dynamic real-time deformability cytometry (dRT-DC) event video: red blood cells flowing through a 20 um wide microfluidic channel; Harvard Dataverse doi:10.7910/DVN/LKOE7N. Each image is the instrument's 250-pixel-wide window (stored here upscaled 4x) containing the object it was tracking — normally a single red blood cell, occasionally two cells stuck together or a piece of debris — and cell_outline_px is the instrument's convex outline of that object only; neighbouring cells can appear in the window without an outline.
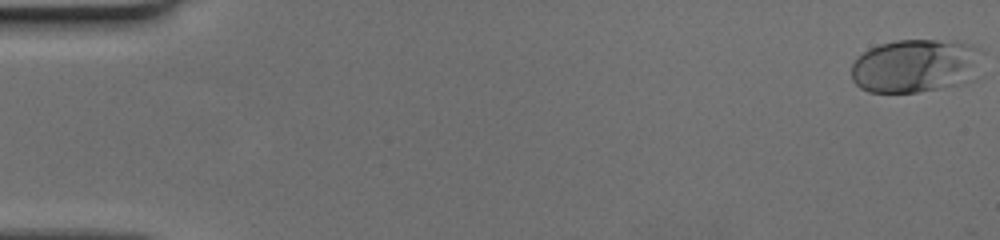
{"species": "human", "species_latin": "Homo sapiens", "temperature_condition": "cold", "stored_images_in_passage": 43, "camera_frame_rate_fps": 3000, "um_per_image_px": 0.085, "donor": {"sex": "female"}, "frame": {"image": 1, "passage_image": 1, "time_ms": 0.0, "image_size_px": [1000, 240], "cell_outline_px": [[984, 52], [964, 80], [960, 84], [940, 88], [916, 92], [868, 92], [860, 88], [852, 80], [852, 64], [864, 52], [880, 44], [896, 40], [956, 40], [972, 44], [980, 48]], "centroid_in_image_um": [77.75, 5.57], "position_along_channel_um": 7.2, "area_um2": 40.17}}
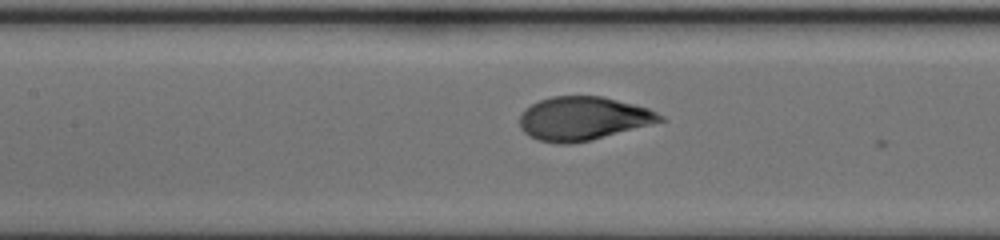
{"frame": {"image": 2, "passage_image": 25, "time_ms": 8.0, "image_size_px": [1000, 240], "cell_outline_px": [[668, 120], [592, 140], [568, 144], [556, 144], [540, 140], [524, 132], [520, 128], [520, 116], [532, 104], [540, 100], [552, 96], [604, 96], [648, 108], [664, 116]], "centroid_in_image_um": [49.61, 10.07], "position_along_channel_um": 157.8, "area_um2": 35.6}}
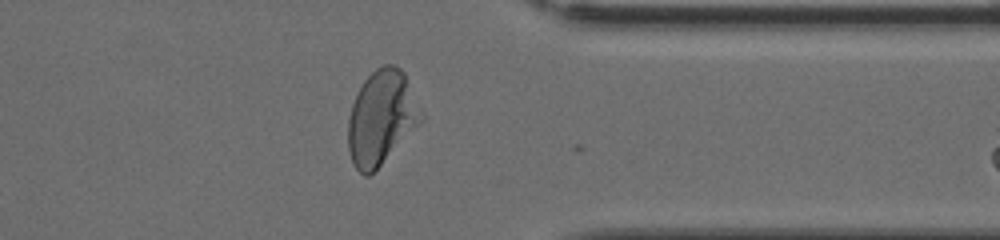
{"frame": {"image": 3, "passage_image": 42, "time_ms": 13.667, "image_size_px": [1000, 240], "cell_outline_px": [[424, 116], [380, 164], [368, 176], [364, 176], [356, 168], [352, 160], [348, 148], [348, 120], [352, 104], [356, 92], [364, 80], [376, 68], [384, 64], [392, 64], [400, 68], [404, 72]], "centroid_in_image_um": [32.38, 9.94], "position_along_channel_um": 379.0, "area_um2": 39.07}}